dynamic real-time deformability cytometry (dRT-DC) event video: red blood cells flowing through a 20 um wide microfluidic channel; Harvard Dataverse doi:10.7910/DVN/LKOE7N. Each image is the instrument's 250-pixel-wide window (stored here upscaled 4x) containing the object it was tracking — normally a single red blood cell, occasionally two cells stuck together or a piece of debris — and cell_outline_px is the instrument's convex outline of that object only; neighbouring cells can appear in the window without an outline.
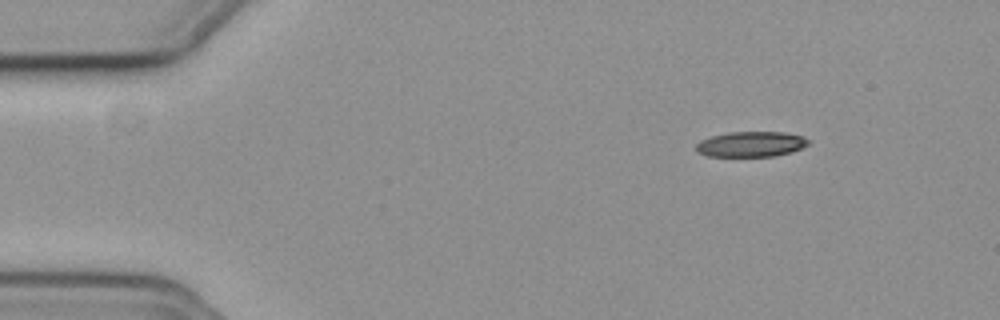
{"species": "common noctule bat (a hibernating species)", "species_latin": "Nyctalus noctula", "temperature_condition": "cold", "stored_images_in_passage": 49, "camera_frame_rate_fps": 3000, "um_per_image_px": 0.085, "animal": {"sex": "female", "body_mass_g": 19.3, "forearm_length_mm": 54.1}, "frame": {"image": 1, "passage_image": 1, "time_ms": 0.0, "image_size_px": [1000, 320], "cell_outline_px": [[808, 144], [792, 152], [776, 156], [708, 156], [696, 152], [696, 144], [700, 140], [712, 136], [728, 132], [784, 132], [804, 136], [808, 140]], "centroid_in_image_um": [63.82, 12.25], "position_along_channel_um": 21.2, "area_um2": 16.59}}
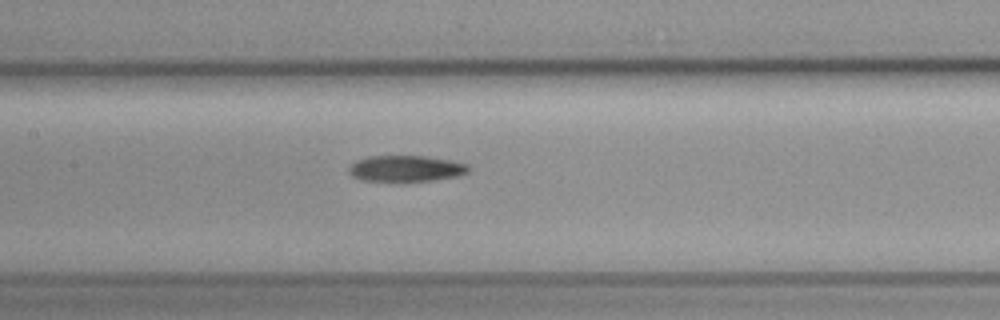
{"frame": {"image": 2, "passage_image": 20, "time_ms": 6.333, "image_size_px": [1000, 320], "cell_outline_px": [[468, 172], [456, 176], [432, 180], [360, 180], [352, 176], [348, 172], [348, 168], [356, 160], [368, 156], [424, 156], [448, 160], [468, 164]], "centroid_in_image_um": [34.46, 14.31], "position_along_channel_um": 172.9, "area_um2": 17.8}}
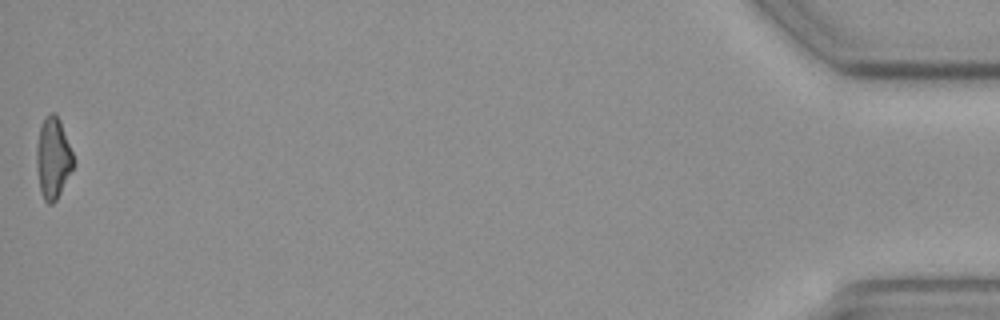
{"frame": {"image": 3, "passage_image": 49, "time_ms": 16.0, "image_size_px": [1000, 320], "cell_outline_px": [[76, 164], [56, 200], [52, 204], [48, 204], [44, 200], [40, 188], [36, 164], [36, 148], [40, 128], [44, 120], [52, 112], [60, 120], [76, 160]], "centroid_in_image_um": [4.54, 13.47], "position_along_channel_um": 430.7, "area_um2": 17.4}, "authors_computed_cell_mechanics": {"area_um2": 18.0336, "velocity_mm_per_s": 3.756, "shape_relaxation_time_tau1_ms": null, "shape_relaxation_time_tau2_ms": 3.5848, "deformation_change_tau1": null, "deformation_change_tau2": 0.1266}}